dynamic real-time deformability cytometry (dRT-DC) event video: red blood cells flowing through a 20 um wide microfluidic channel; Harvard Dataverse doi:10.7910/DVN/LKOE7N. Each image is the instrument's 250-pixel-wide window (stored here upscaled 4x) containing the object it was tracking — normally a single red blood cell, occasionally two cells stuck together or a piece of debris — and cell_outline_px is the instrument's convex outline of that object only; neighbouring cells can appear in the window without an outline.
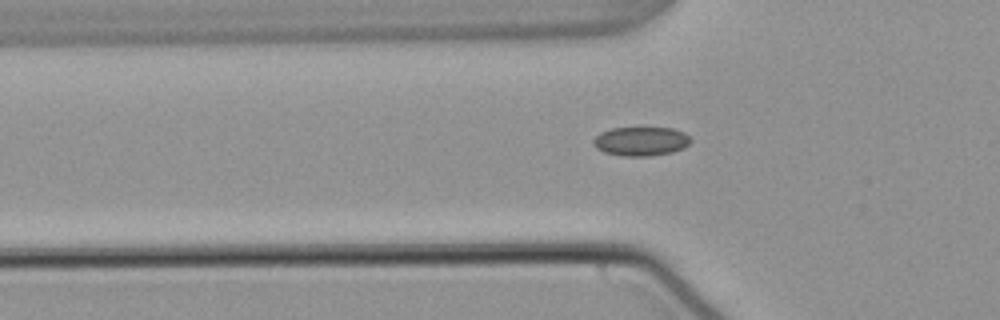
{"species": "common noctule bat (a hibernating species)", "species_latin": "Nyctalus noctula", "temperature_condition": "warm", "stored_images_in_passage": 33, "camera_frame_rate_fps": 3000, "um_per_image_px": 0.085, "animal": {"sex": "male", "body_mass_g": 21.5, "forearm_length_mm": 52.0}, "frame": {"image": 1, "passage_image": 2, "time_ms": 0.333, "image_size_px": [1000, 320], "cell_outline_px": [[692, 140], [684, 148], [672, 152], [652, 156], [624, 156], [604, 152], [596, 148], [592, 144], [592, 140], [600, 132], [612, 128], [672, 128], [684, 132]], "centroid_in_image_um": [54.47, 12.01], "position_along_channel_um": 71.3, "area_um2": 16.53}}
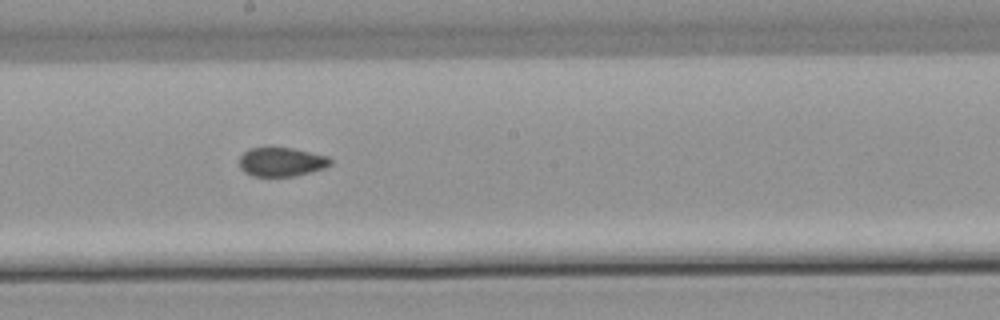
{"frame": {"image": 2, "passage_image": 14, "time_ms": 4.333, "image_size_px": [1000, 320], "cell_outline_px": [[332, 164], [324, 168], [296, 176], [252, 176], [244, 172], [240, 168], [240, 156], [248, 148], [272, 144], [292, 148], [328, 156], [332, 160]], "centroid_in_image_um": [23.89, 13.71], "position_along_channel_um": 224.3, "area_um2": 16.01}}
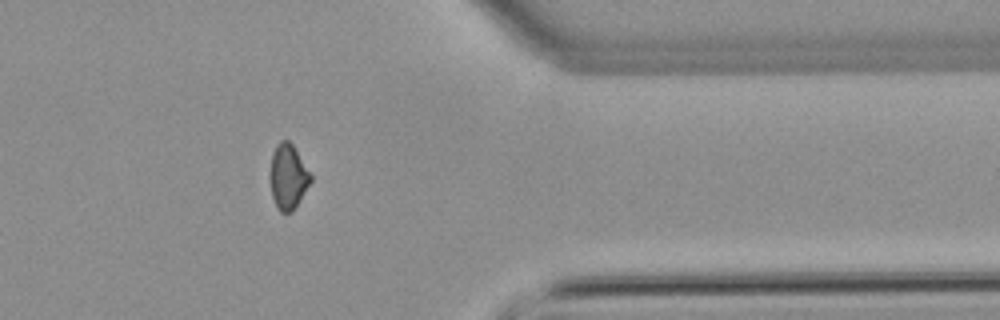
{"frame": {"image": 3, "passage_image": 28, "time_ms": 9.0, "image_size_px": [1000, 320], "cell_outline_px": [[312, 180], [292, 212], [280, 212], [272, 196], [272, 152], [276, 144], [280, 140], [288, 140], [292, 144], [312, 176]], "centroid_in_image_um": [24.51, 15.0], "position_along_channel_um": 386.9, "area_um2": 14.8}, "authors_computed_cell_mechanics": {"area_um2": 15.8372, "velocity_mm_per_s": 3.8197, "shape_relaxation_time_tau1_ms": null, "shape_relaxation_time_tau2_ms": 4.4418, "deformation_change_tau1": null, "deformation_change_tau2": 0.052}}